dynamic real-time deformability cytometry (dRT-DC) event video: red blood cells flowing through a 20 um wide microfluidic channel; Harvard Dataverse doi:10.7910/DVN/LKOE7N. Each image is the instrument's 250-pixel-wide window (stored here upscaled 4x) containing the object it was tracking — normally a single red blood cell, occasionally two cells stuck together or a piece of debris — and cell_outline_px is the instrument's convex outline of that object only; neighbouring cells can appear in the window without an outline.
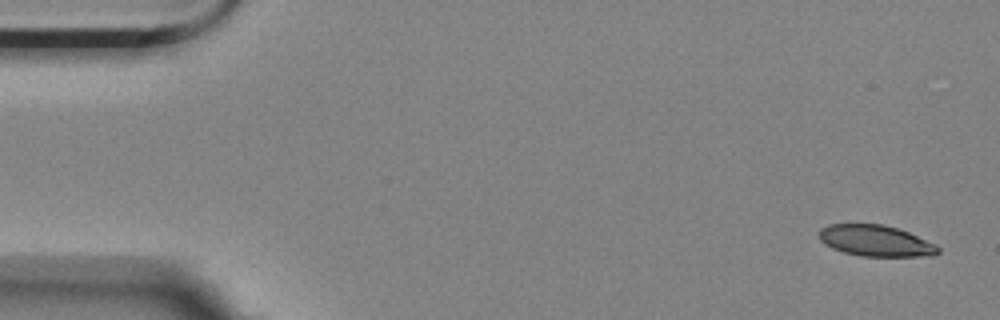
{"species": "Egyptian fruit bat (a non-hibernating species)", "species_latin": "Rousettus aegyptiacus", "temperature_condition": "room temperature", "stored_images_in_passage": 5, "camera_frame_rate_fps": 3000, "um_per_image_px": 0.085, "animal": {"sex": "female"}, "frame": {"image": 1, "passage_image": 1, "time_ms": 0.0, "image_size_px": [1000, 320], "cell_outline_px": [[940, 252], [932, 256], [860, 256], [844, 252], [832, 248], [820, 240], [820, 228], [828, 224], [884, 224], [908, 232], [936, 244], [940, 248]], "centroid_in_image_um": [74.45, 20.46], "position_along_channel_um": 10.6, "area_um2": 21.56}}
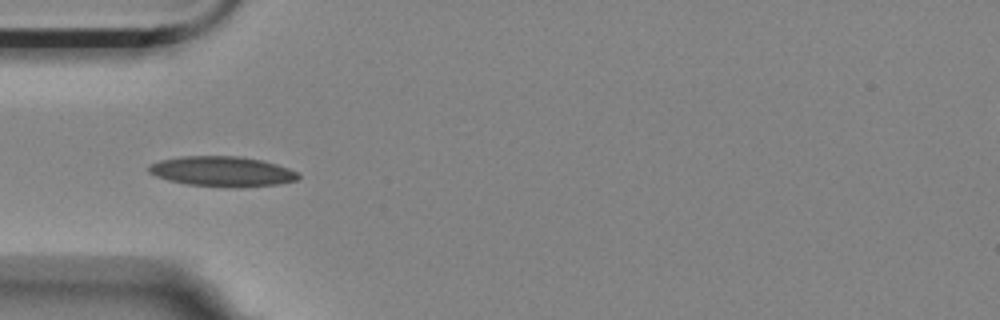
{"frame": {"image": 2, "passage_image": 5, "time_ms": 1.333, "image_size_px": [1000, 320], "cell_outline_px": [[300, 176], [296, 180], [280, 184], [240, 188], [232, 188], [184, 184], [168, 180], [156, 176], [148, 172], [148, 168], [152, 164], [160, 160], [180, 156], [240, 156], [260, 160], [276, 164], [288, 168], [296, 172]], "centroid_in_image_um": [18.88, 14.58], "position_along_channel_um": 66.1, "area_um2": 26.41}}